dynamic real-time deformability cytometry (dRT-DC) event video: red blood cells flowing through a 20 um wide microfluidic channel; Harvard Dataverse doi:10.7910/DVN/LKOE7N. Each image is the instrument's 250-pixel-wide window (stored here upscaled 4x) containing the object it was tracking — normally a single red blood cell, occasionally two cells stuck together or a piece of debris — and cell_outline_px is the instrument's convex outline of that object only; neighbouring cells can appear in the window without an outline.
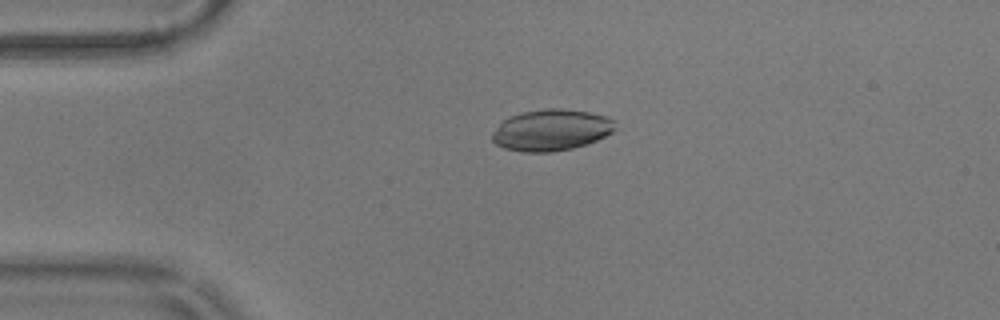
{"species": "common noctule bat (a hibernating species)", "species_latin": "Nyctalus noctula", "temperature_condition": "warm", "stored_images_in_passage": 57, "camera_frame_rate_fps": 3000, "um_per_image_px": 0.085, "animal": {"sex": "male", "body_mass_g": 17.9}, "frame": {"image": 1, "passage_image": 13, "time_ms": 4.0, "image_size_px": [1000, 320], "cell_outline_px": [[616, 128], [612, 132], [588, 144], [572, 148], [552, 152], [524, 152], [504, 148], [496, 144], [492, 140], [492, 132], [508, 116], [520, 112], [544, 108], [560, 108], [588, 112], [604, 116], [616, 120]], "centroid_in_image_um": [46.85, 11.05], "position_along_channel_um": 38.1, "area_um2": 29.77}}
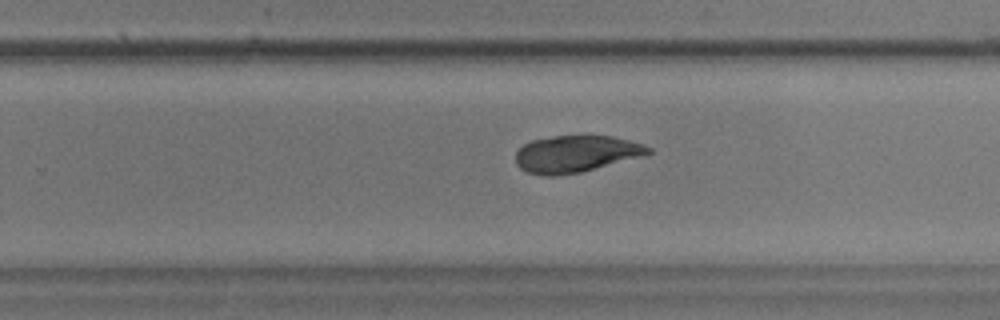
{"frame": {"image": 2, "passage_image": 36, "time_ms": 11.667, "image_size_px": [1000, 320], "cell_outline_px": [[652, 152], [644, 156], [580, 172], [560, 176], [544, 176], [524, 172], [516, 164], [516, 152], [524, 144], [532, 140], [552, 136], [580, 132], [588, 132], [612, 136], [644, 144], [652, 148]], "centroid_in_image_um": [48.97, 13.04], "position_along_channel_um": 280.8, "area_um2": 29.59}}
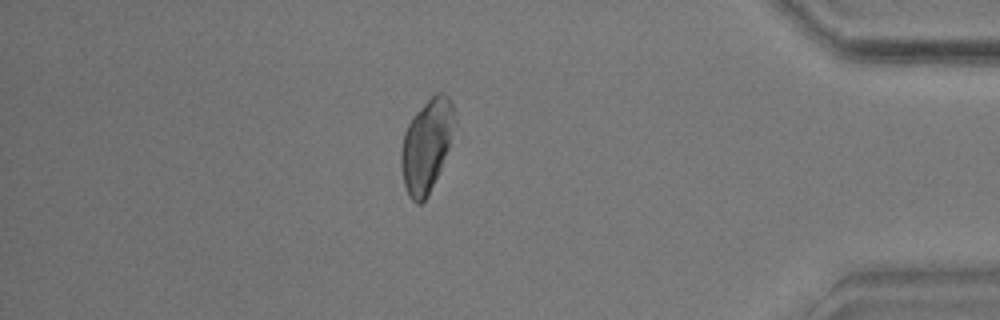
{"frame": {"image": 3, "passage_image": 49, "time_ms": 16.0, "image_size_px": [1000, 320], "cell_outline_px": [[452, 116], [448, 148], [440, 168], [428, 196], [420, 204], [416, 204], [408, 196], [404, 184], [400, 164], [400, 152], [404, 132], [412, 116], [436, 92], [444, 92], [448, 96], [452, 104]], "centroid_in_image_um": [36.18, 12.41], "position_along_channel_um": 399.0, "area_um2": 28.03}, "authors_computed_cell_mechanics": {"area_um2": 29.189, "velocity_mm_per_s": 3.5494, "shape_relaxation_time_tau1_ms": 3.2024, "shape_relaxation_time_tau2_ms": 5.8712, "deformation_change_tau1": 0.0649, "deformation_change_tau2": 0.0891}}